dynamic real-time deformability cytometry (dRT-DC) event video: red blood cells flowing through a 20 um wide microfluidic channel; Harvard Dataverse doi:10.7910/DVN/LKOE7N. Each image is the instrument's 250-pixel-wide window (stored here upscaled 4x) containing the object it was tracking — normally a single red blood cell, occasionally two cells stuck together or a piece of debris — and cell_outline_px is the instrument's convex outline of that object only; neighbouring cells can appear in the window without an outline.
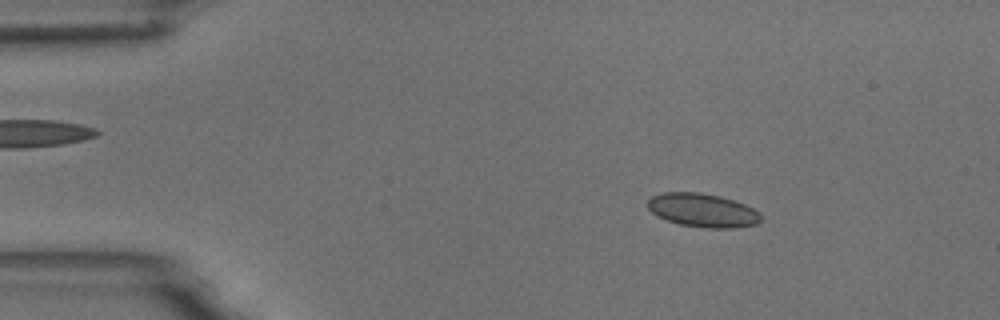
{"species": "common noctule bat (a hibernating species)", "species_latin": "Nyctalus noctula", "temperature_condition": "room temperature", "stored_images_in_passage": 54, "camera_frame_rate_fps": 3000, "um_per_image_px": 0.085, "animal": {"sex": "male", "body_mass_g": 18.8}, "frame": {"image": 1, "passage_image": 8, "time_ms": 2.333, "image_size_px": [1000, 320], "cell_outline_px": [[760, 220], [756, 224], [736, 228], [708, 228], [680, 224], [656, 216], [648, 208], [648, 200], [652, 196], [664, 192], [700, 192], [720, 196], [744, 204], [752, 208], [760, 216]], "centroid_in_image_um": [59.69, 17.87], "position_along_channel_um": 25.3, "area_um2": 21.96}}
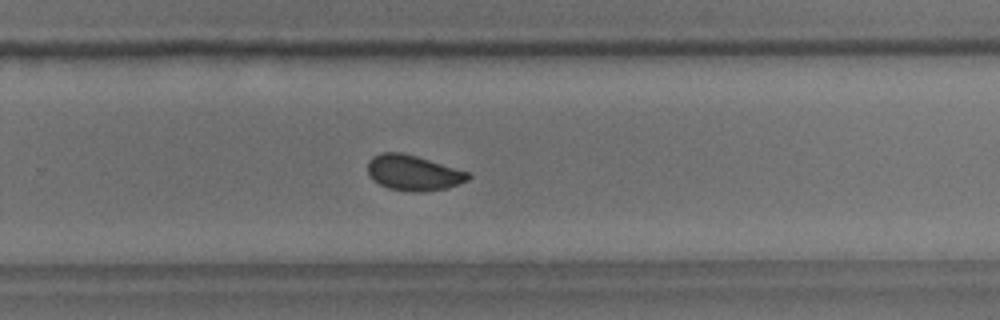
{"frame": {"image": 2, "passage_image": 35, "time_ms": 11.333, "image_size_px": [1000, 320], "cell_outline_px": [[472, 176], [468, 180], [448, 188], [420, 192], [412, 192], [388, 188], [372, 180], [368, 176], [368, 160], [372, 156], [380, 152], [400, 152], [416, 156], [468, 172]], "centroid_in_image_um": [35.09, 14.69], "position_along_channel_um": 294.7, "area_um2": 20.75}}
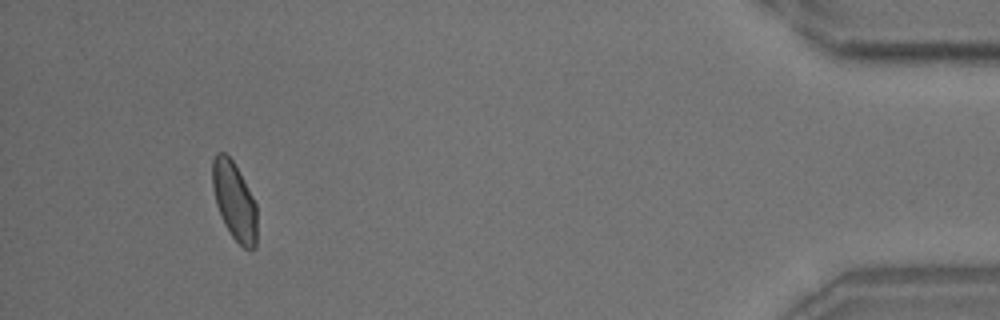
{"frame": {"image": 3, "passage_image": 50, "time_ms": 16.333, "image_size_px": [1000, 320], "cell_outline_px": [[256, 248], [244, 248], [232, 236], [224, 224], [216, 204], [212, 188], [212, 160], [216, 152], [224, 152], [232, 160], [252, 196], [256, 204]], "centroid_in_image_um": [19.89, 17.07], "position_along_channel_um": 415.3, "area_um2": 20.0}, "authors_computed_cell_mechanics": {"area_um2": 20.9525, "velocity_mm_per_s": 3.7371, "shape_relaxation_time_tau1_ms": 3.1664, "shape_relaxation_time_tau2_ms": 0.6979, "deformation_change_tau1": 0.0846, "deformation_change_tau2": 0.0411}}